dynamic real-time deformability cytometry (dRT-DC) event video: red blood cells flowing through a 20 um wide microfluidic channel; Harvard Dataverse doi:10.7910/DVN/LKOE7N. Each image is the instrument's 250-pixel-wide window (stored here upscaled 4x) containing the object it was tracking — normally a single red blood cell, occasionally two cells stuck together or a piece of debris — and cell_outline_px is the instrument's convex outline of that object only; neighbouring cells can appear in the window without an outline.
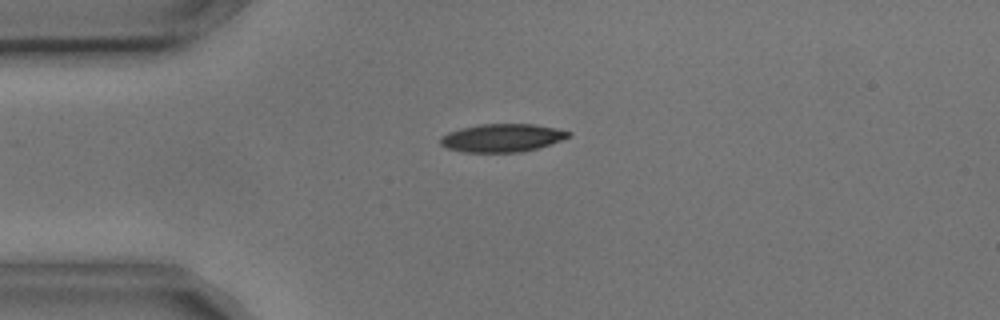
{"species": "common noctule bat (a hibernating species)", "species_latin": "Nyctalus noctula", "temperature_condition": "cold", "stored_images_in_passage": 3, "camera_frame_rate_fps": 3000, "um_per_image_px": 0.085, "animal": {"sex": "male", "body_mass_g": 17.9, "forearm_length_mm": 54.2}, "frame": {"image": 1, "passage_image": 2, "time_ms": 0.333, "image_size_px": [1000, 320], "cell_outline_px": [[572, 136], [536, 148], [520, 152], [464, 152], [448, 148], [440, 144], [440, 136], [448, 132], [460, 128], [480, 124], [536, 124], [556, 128], [572, 132]], "centroid_in_image_um": [42.67, 11.71], "position_along_channel_um": 42.3, "area_um2": 20.92}}